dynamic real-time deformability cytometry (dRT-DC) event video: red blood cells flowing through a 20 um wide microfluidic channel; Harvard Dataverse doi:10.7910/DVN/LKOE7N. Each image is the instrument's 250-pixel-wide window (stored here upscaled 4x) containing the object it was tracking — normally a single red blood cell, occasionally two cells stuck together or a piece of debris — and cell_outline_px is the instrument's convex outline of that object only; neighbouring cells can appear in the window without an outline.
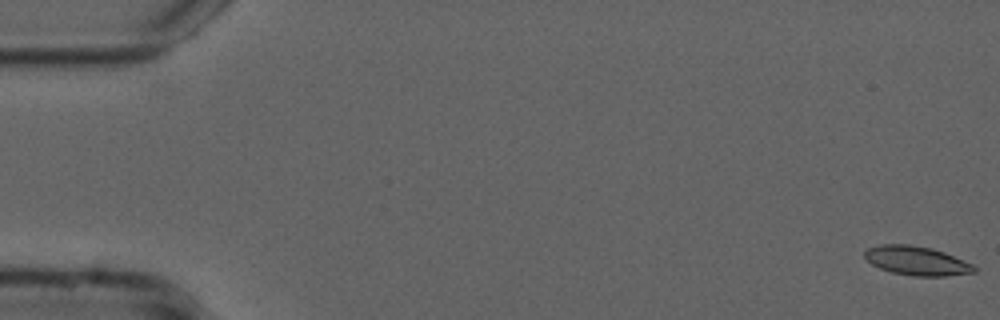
{"species": "common noctule bat (a hibernating species)", "species_latin": "Nyctalus noctula", "temperature_condition": "cold", "stored_images_in_passage": 12, "camera_frame_rate_fps": 3000, "um_per_image_px": 0.085, "animal": {"sex": "male", "forearm_length_mm": 52.5}, "frame": {"image": 1, "passage_image": 1, "time_ms": 0.0, "image_size_px": [1000, 320], "cell_outline_px": [[976, 272], [944, 276], [912, 276], [892, 272], [880, 268], [872, 264], [864, 256], [864, 252], [868, 248], [880, 244], [908, 244], [932, 248], [944, 252], [972, 264], [976, 268]], "centroid_in_image_um": [77.91, 22.16], "position_along_channel_um": 7.1, "area_um2": 18.44}}